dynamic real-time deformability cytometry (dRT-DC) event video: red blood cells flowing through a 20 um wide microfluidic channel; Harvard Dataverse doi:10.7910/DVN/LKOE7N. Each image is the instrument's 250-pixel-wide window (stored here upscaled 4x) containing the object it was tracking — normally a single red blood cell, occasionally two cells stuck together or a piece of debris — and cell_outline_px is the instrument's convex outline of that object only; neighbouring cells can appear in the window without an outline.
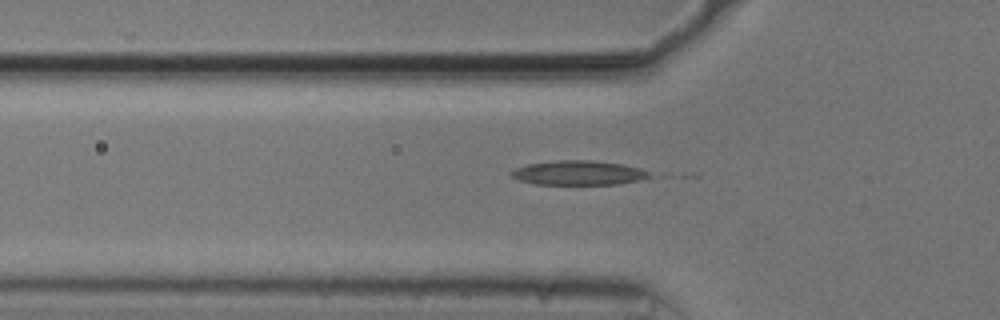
{"species": "common noctule bat (a hibernating species)", "species_latin": "Nyctalus noctula", "temperature_condition": "cold", "stored_images_in_passage": 38, "camera_frame_rate_fps": 3000, "um_per_image_px": 0.085, "animal": {"sex": "male", "body_mass_g": 20.5, "forearm_length_mm": 52.5}, "frame": {"image": 1, "passage_image": 7, "time_ms": 2.0, "image_size_px": [1000, 320], "cell_outline_px": [[652, 176], [620, 184], [536, 184], [520, 180], [512, 176], [508, 172], [516, 168], [528, 164], [556, 160], [592, 160], [624, 164], [640, 168], [648, 172]], "centroid_in_image_um": [49.16, 14.68], "position_along_channel_um": 76.6, "area_um2": 19.54}}
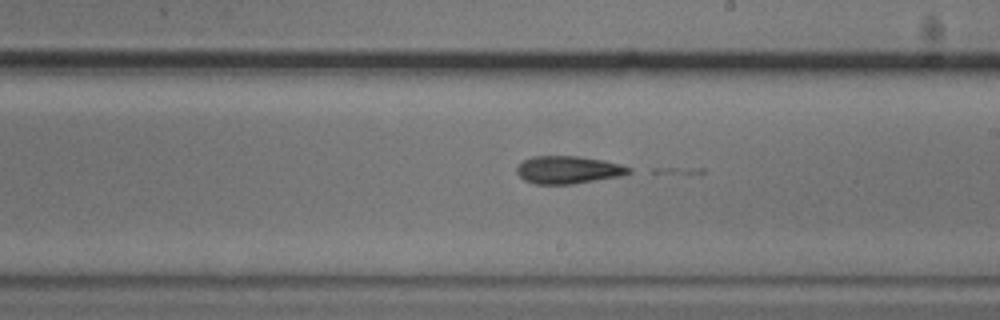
{"frame": {"image": 2, "passage_image": 20, "time_ms": 6.333, "image_size_px": [1000, 320], "cell_outline_px": [[632, 172], [620, 176], [572, 184], [536, 184], [524, 180], [516, 172], [516, 168], [524, 160], [532, 156], [576, 156], [604, 160], [620, 164], [632, 168]], "centroid_in_image_um": [48.3, 14.43], "position_along_channel_um": 240.7, "area_um2": 18.03}}
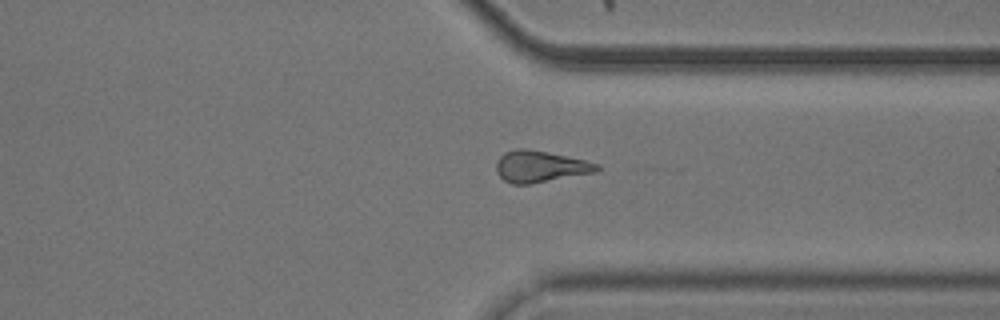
{"frame": {"image": 3, "passage_image": 30, "time_ms": 9.667, "image_size_px": [1000, 320], "cell_outline_px": [[600, 168], [596, 172], [528, 184], [512, 184], [504, 180], [496, 172], [496, 164], [500, 156], [504, 152], [516, 148], [528, 148], [548, 152], [584, 160], [600, 164]], "centroid_in_image_um": [45.89, 14.14], "position_along_channel_um": 365.5, "area_um2": 18.44}, "authors_computed_cell_mechanics": {"area_um2": 18.1203, "velocity_mm_per_s": 3.7384, "shape_relaxation_time_tau1_ms": null, "shape_relaxation_time_tau2_ms": 5.7822, "deformation_change_tau1": null, "deformation_change_tau2": 0.1479}}